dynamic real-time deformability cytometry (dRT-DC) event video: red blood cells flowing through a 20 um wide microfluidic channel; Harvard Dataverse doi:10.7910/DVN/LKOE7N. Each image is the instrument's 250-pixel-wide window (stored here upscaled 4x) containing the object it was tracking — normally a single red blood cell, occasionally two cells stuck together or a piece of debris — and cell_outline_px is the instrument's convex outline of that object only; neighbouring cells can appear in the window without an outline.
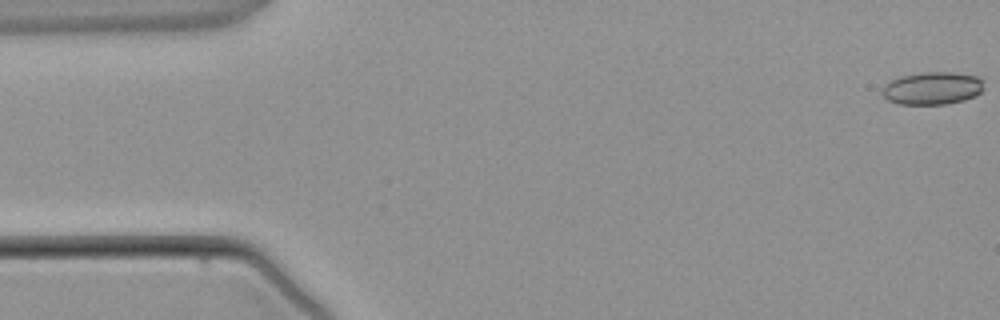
{"species": "common noctule bat (a hibernating species)", "species_latin": "Nyctalus noctula", "temperature_condition": "warm", "stored_images_in_passage": 4, "camera_frame_rate_fps": 3000, "um_per_image_px": 0.085, "animal": {"sex": "male", "body_mass_g": 21.5, "forearm_length_mm": 52.0}, "frame": {"image": 1, "passage_image": 1, "time_ms": 0.0, "image_size_px": [1000, 320], "cell_outline_px": [[984, 88], [976, 96], [964, 100], [948, 104], [900, 104], [888, 100], [880, 92], [884, 84], [900, 76], [920, 72], [952, 72], [976, 76], [984, 80]], "centroid_in_image_um": [79.26, 7.49], "position_along_channel_um": 5.7, "area_um2": 19.59}}